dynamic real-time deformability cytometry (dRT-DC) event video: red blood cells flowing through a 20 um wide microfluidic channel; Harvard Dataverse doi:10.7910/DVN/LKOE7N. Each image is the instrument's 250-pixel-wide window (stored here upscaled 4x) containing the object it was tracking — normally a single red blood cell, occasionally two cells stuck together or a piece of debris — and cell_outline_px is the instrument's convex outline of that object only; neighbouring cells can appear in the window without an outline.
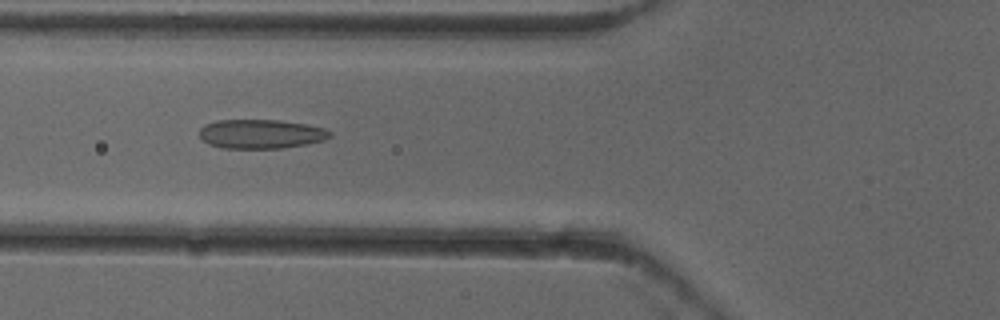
{"species": "common noctule bat (a hibernating species)", "species_latin": "Nyctalus noctula", "temperature_condition": "cold", "stored_images_in_passage": 50, "camera_frame_rate_fps": 3000, "um_per_image_px": 0.085, "animal": {"sex": "female"}, "frame": {"image": 1, "passage_image": 18, "time_ms": 5.667, "image_size_px": [1000, 320], "cell_outline_px": [[332, 136], [324, 140], [308, 144], [284, 148], [224, 148], [208, 144], [200, 136], [200, 128], [204, 124], [216, 120], [280, 120], [308, 124], [324, 128], [332, 132]], "centroid_in_image_um": [22.21, 11.38], "position_along_channel_um": 103.6, "area_um2": 22.37}}
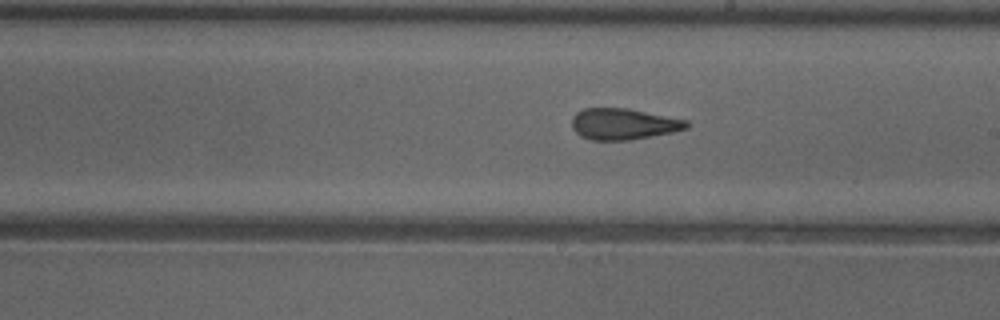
{"frame": {"image": 2, "passage_image": 28, "time_ms": 9.0, "image_size_px": [1000, 320], "cell_outline_px": [[692, 124], [688, 128], [672, 132], [628, 140], [592, 140], [580, 136], [572, 128], [572, 116], [576, 112], [584, 108], [628, 108], [688, 120]], "centroid_in_image_um": [53.0, 10.53], "position_along_channel_um": 236.0, "area_um2": 20.98}}
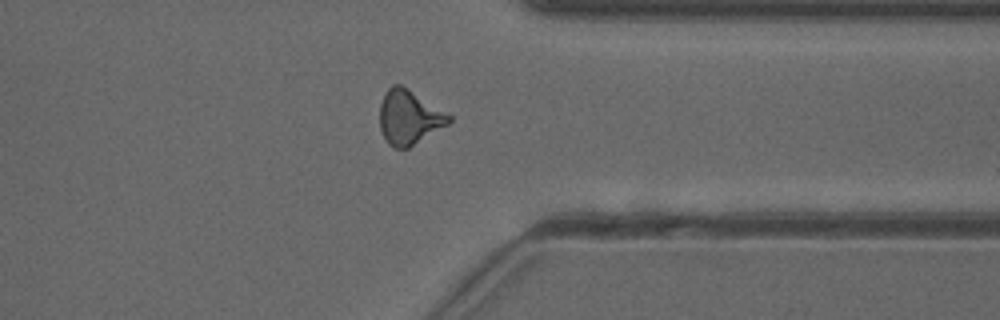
{"frame": {"image": 3, "passage_image": 39, "time_ms": 12.667, "image_size_px": [1000, 320], "cell_outline_px": [[452, 120], [448, 124], [408, 148], [392, 148], [388, 144], [380, 128], [380, 104], [388, 88], [392, 84], [400, 84], [452, 116]], "centroid_in_image_um": [34.75, 9.98], "position_along_channel_um": 376.6, "area_um2": 21.56}, "authors_computed_cell_mechanics": {"area_um2": 21.1259, "velocity_mm_per_s": 3.9513, "shape_relaxation_time_tau1_ms": 9.0921, "shape_relaxation_time_tau2_ms": 1.9991, "deformation_change_tau1": 0.1959, "deformation_change_tau2": 0.1064}}